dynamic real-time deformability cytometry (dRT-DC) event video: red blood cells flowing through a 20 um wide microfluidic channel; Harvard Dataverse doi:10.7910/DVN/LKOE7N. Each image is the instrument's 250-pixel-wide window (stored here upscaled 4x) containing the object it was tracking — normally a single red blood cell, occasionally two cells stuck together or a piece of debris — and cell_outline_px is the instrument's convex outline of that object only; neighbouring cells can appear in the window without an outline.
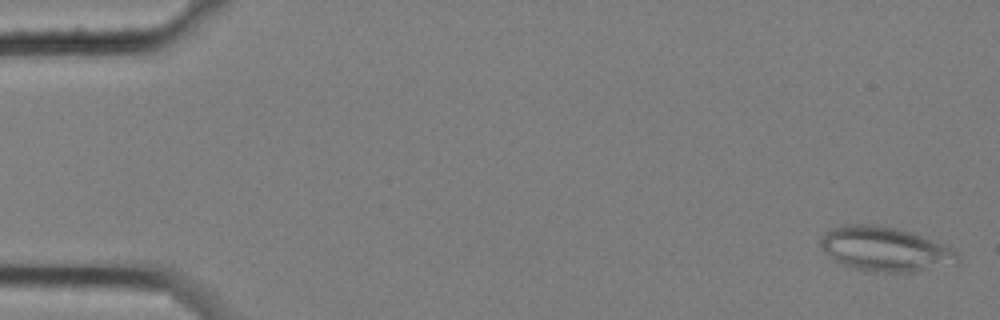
{"species": "common noctule bat (a hibernating species)", "species_latin": "Nyctalus noctula", "temperature_condition": "cold", "stored_images_in_passage": 8, "camera_frame_rate_fps": 3000, "um_per_image_px": 0.085, "animal": {"sex": "female", "body_mass_g": 25.1}, "frame": {"image": 1, "passage_image": 1, "time_ms": 0.0, "image_size_px": [1000, 320], "cell_outline_px": [[960, 260], [956, 264], [912, 272], [884, 272], [848, 268], [840, 264], [828, 256], [824, 252], [820, 244], [820, 240], [824, 232], [832, 228], [848, 224], [880, 224], [896, 228], [944, 244], [952, 248], [960, 256]], "centroid_in_image_um": [75.21, 21.18], "position_along_channel_um": 9.8, "area_um2": 35.66}}